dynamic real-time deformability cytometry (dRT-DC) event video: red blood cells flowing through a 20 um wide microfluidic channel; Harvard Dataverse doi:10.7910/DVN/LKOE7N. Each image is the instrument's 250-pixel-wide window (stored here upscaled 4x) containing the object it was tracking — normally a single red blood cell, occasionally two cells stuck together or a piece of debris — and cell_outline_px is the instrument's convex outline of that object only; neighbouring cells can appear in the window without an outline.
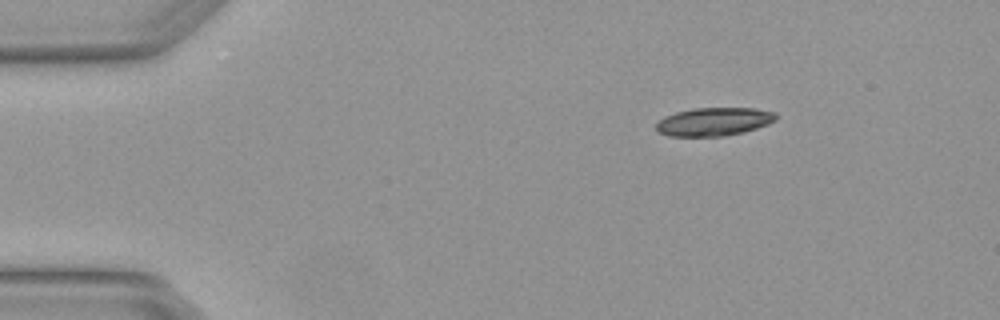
{"species": "Egyptian fruit bat (a non-hibernating species)", "species_latin": "Rousettus aegyptiacus", "temperature_condition": "warm", "stored_images_in_passage": 3, "camera_frame_rate_fps": 3000, "um_per_image_px": 0.085, "animal": {"sex": "female"}, "frame": {"image": 1, "passage_image": 1, "time_ms": 0.0, "image_size_px": [1000, 320], "cell_outline_px": [[776, 120], [768, 124], [744, 132], [724, 136], [668, 136], [660, 132], [656, 128], [656, 124], [664, 116], [676, 112], [696, 108], [756, 108], [776, 112]], "centroid_in_image_um": [60.7, 10.34], "position_along_channel_um": 24.3, "area_um2": 19.71}}